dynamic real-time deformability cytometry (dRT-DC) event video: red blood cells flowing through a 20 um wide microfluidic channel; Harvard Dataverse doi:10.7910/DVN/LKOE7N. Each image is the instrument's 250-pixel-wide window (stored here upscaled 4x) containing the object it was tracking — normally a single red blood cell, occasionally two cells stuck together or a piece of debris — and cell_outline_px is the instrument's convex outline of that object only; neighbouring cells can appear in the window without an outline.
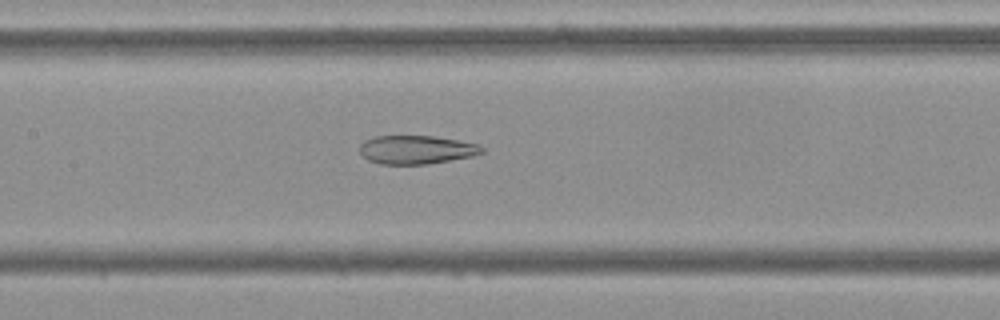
{"species": "Egyptian fruit bat (a non-hibernating species)", "species_latin": "Rousettus aegyptiacus", "temperature_condition": "cold", "stored_images_in_passage": 51, "camera_frame_rate_fps": 3000, "um_per_image_px": 0.085, "frame": {"image": 1, "passage_image": 23, "time_ms": 7.333, "image_size_px": [1000, 320], "cell_outline_px": [[484, 152], [472, 156], [428, 164], [380, 164], [368, 160], [360, 152], [360, 144], [364, 140], [376, 136], [432, 136], [480, 144], [484, 148]], "centroid_in_image_um": [35.39, 12.72], "position_along_channel_um": 172.0, "area_um2": 20.29}}
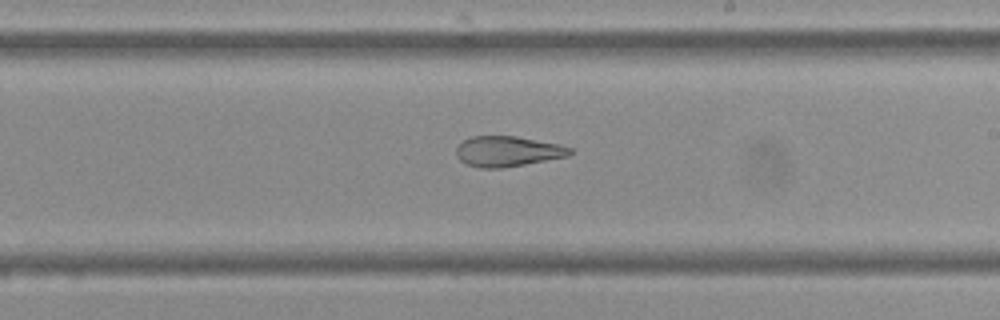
{"frame": {"image": 2, "passage_image": 29, "time_ms": 9.333, "image_size_px": [1000, 320], "cell_outline_px": [[572, 152], [568, 156], [524, 164], [500, 168], [480, 168], [468, 164], [460, 160], [456, 156], [456, 148], [464, 140], [472, 136], [516, 136], [560, 144], [572, 148]], "centroid_in_image_um": [43.15, 12.86], "position_along_channel_um": 245.9, "area_um2": 20.0}}
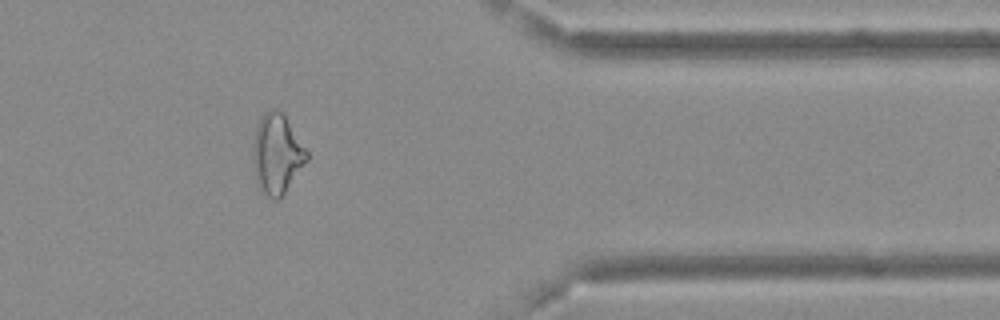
{"frame": {"image": 3, "passage_image": 42, "time_ms": 13.667, "image_size_px": [1000, 320], "cell_outline_px": [[308, 160], [280, 200], [272, 200], [260, 188], [256, 180], [252, 160], [252, 148], [256, 124], [260, 116], [268, 108], [280, 108], [284, 112], [308, 152]], "centroid_in_image_um": [23.53, 13.04], "position_along_channel_um": 387.9, "area_um2": 25.72}}